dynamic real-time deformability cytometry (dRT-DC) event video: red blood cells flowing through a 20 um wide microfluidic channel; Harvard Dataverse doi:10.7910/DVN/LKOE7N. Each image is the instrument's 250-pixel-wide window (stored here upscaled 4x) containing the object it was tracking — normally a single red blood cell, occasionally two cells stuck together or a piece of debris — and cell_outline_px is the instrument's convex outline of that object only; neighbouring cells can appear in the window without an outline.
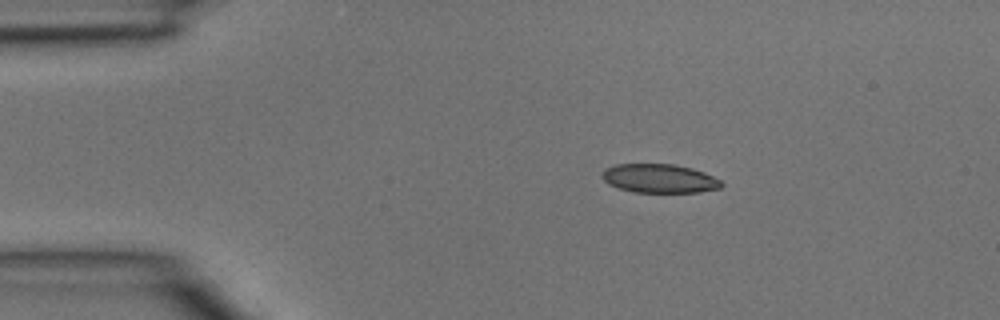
{"species": "common noctule bat (a hibernating species)", "species_latin": "Nyctalus noctula", "temperature_condition": "room temperature", "stored_images_in_passage": 2, "camera_frame_rate_fps": 3000, "um_per_image_px": 0.085, "animal": {"sex": "male", "body_mass_g": 15.6}, "frame": {"image": 1, "passage_image": 1, "time_ms": 0.0, "image_size_px": [1000, 320], "cell_outline_px": [[724, 184], [720, 188], [700, 192], [636, 192], [620, 188], [608, 184], [600, 176], [604, 168], [616, 164], [672, 164], [692, 168], [704, 172], [720, 180]], "centroid_in_image_um": [56.04, 15.16], "position_along_channel_um": 29.0, "area_um2": 20.06}}